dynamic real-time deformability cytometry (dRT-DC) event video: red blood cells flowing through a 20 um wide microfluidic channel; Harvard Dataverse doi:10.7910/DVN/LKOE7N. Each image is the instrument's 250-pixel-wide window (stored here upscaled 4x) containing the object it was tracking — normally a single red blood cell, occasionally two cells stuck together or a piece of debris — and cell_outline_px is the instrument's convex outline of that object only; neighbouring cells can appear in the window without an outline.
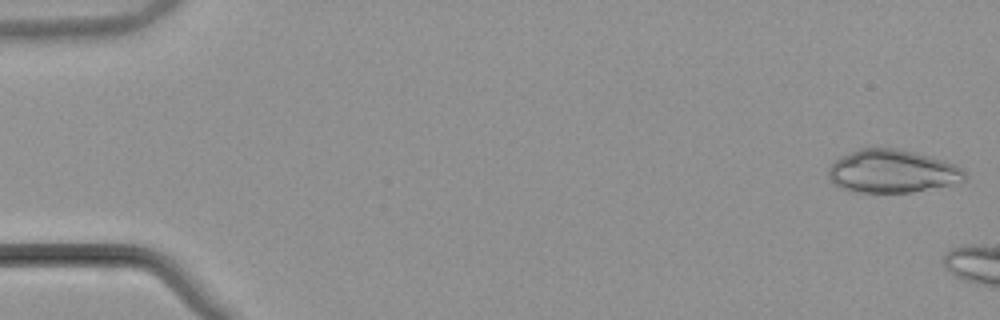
{"species": "common noctule bat (a hibernating species)", "species_latin": "Nyctalus noctula", "temperature_condition": "warm", "stored_images_in_passage": 6, "camera_frame_rate_fps": 3000, "um_per_image_px": 0.085, "animal": {"sex": "male", "body_mass_g": 21.5, "forearm_length_mm": 52.0}, "frame": {"image": 1, "passage_image": 1, "time_ms": 0.0, "image_size_px": [1000, 320], "cell_outline_px": [[968, 176], [964, 180], [948, 184], [912, 192], [860, 192], [840, 188], [832, 180], [828, 172], [828, 168], [836, 160], [860, 148], [896, 148], [944, 160], [956, 164]], "centroid_in_image_um": [75.85, 14.55], "position_along_channel_um": 9.2, "area_um2": 33.52}}